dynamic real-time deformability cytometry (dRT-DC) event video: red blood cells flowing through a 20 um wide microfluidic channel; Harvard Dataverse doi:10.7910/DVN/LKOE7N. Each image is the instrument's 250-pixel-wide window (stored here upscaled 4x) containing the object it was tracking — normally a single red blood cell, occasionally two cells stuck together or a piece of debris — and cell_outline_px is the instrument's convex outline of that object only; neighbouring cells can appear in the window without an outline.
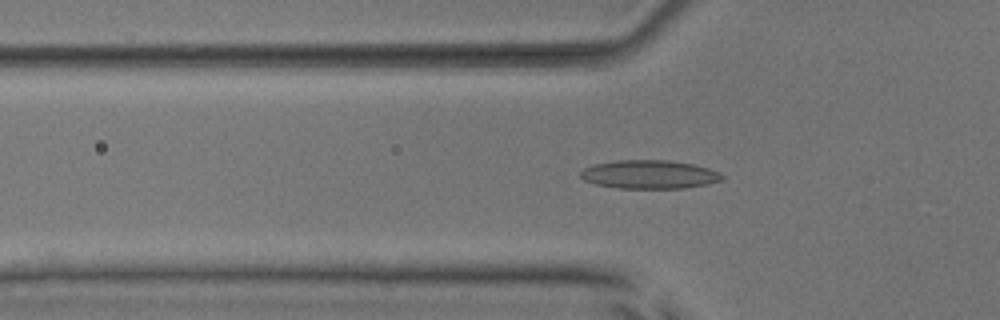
{"species": "common noctule bat (a hibernating species)", "species_latin": "Nyctalus noctula", "temperature_condition": "room temperature", "stored_images_in_passage": 52, "camera_frame_rate_fps": 3000, "um_per_image_px": 0.085, "animal": {"sex": "male", "body_mass_g": 17.9, "forearm_length_mm": 54.2}, "frame": {"image": 1, "passage_image": 17, "time_ms": 5.333, "image_size_px": [1000, 320], "cell_outline_px": [[724, 180], [708, 184], [684, 188], [616, 188], [596, 184], [584, 180], [580, 176], [580, 172], [584, 168], [592, 164], [616, 160], [668, 160], [692, 164], [708, 168], [720, 172], [724, 176]], "centroid_in_image_um": [55.2, 14.82], "position_along_channel_um": 70.6, "area_um2": 23.7}}
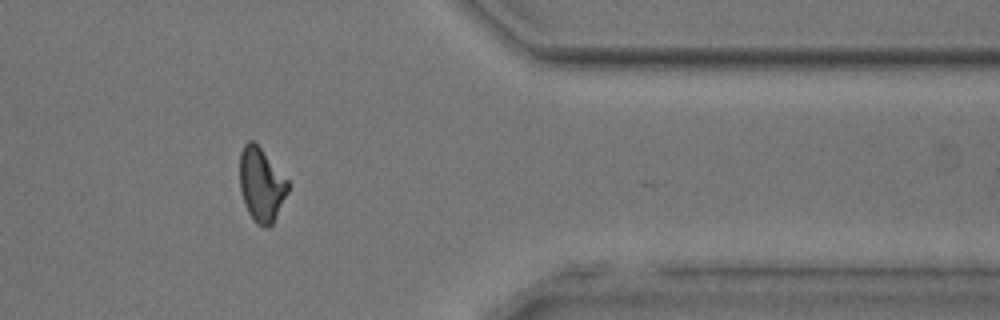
{"frame": {"image": 2, "passage_image": 43, "time_ms": 14.0, "image_size_px": [1000, 320], "cell_outline_px": [[288, 192], [272, 224], [264, 228], [256, 224], [252, 220], [244, 204], [240, 188], [240, 152], [244, 144], [248, 140], [252, 140], [260, 148], [288, 180]], "centroid_in_image_um": [22.19, 15.72], "position_along_channel_um": 389.2, "area_um2": 20.58}}
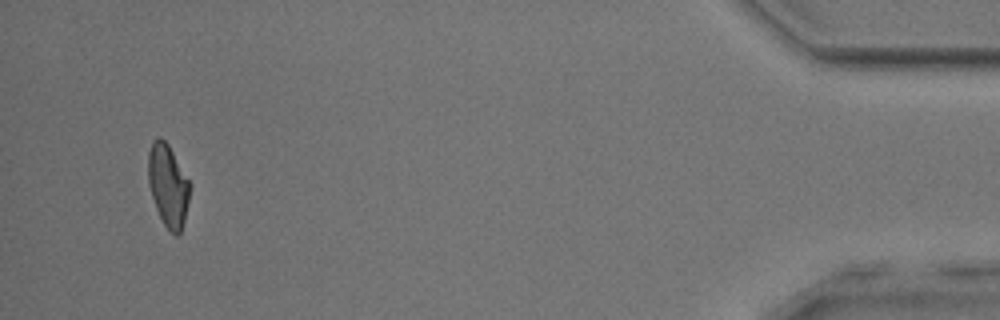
{"frame": {"image": 3, "passage_image": 50, "time_ms": 16.333, "image_size_px": [1000, 320], "cell_outline_px": [[192, 184], [184, 220], [180, 232], [176, 236], [164, 224], [156, 208], [148, 184], [148, 152], [152, 140], [156, 136], [160, 136], [168, 144]], "centroid_in_image_um": [14.28, 15.7], "position_along_channel_um": 420.9, "area_um2": 20.06}, "authors_computed_cell_mechanics": {"area_um2": 21.0392, "velocity_mm_per_s": 3.8711, "shape_relaxation_time_tau1_ms": 9.777, "shape_relaxation_time_tau2_ms": 2.9251, "deformation_change_tau1": 0.2106, "deformation_change_tau2": 0.1047}}